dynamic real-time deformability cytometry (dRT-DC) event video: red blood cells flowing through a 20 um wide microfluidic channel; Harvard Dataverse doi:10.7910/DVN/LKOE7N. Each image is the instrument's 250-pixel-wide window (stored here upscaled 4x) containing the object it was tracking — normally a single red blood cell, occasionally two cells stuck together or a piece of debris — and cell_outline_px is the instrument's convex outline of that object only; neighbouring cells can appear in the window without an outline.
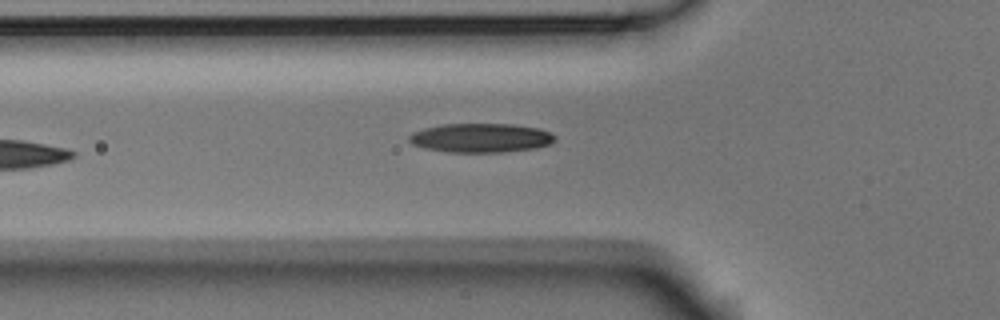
{"species": "Egyptian fruit bat (a non-hibernating species)", "species_latin": "Rousettus aegyptiacus", "temperature_condition": "room temperature", "stored_images_in_passage": 5, "camera_frame_rate_fps": 3000, "um_per_image_px": 0.085, "animal": {"sex": "male"}, "frame": {"image": 1, "passage_image": 5, "time_ms": 1.333, "image_size_px": [1000, 320], "cell_outline_px": [[556, 140], [548, 144], [536, 148], [504, 152], [452, 152], [428, 148], [412, 144], [408, 140], [408, 136], [412, 132], [424, 128], [444, 124], [512, 124], [540, 128], [556, 136]], "centroid_in_image_um": [40.89, 11.71], "position_along_channel_um": 84.9, "area_um2": 24.62}}